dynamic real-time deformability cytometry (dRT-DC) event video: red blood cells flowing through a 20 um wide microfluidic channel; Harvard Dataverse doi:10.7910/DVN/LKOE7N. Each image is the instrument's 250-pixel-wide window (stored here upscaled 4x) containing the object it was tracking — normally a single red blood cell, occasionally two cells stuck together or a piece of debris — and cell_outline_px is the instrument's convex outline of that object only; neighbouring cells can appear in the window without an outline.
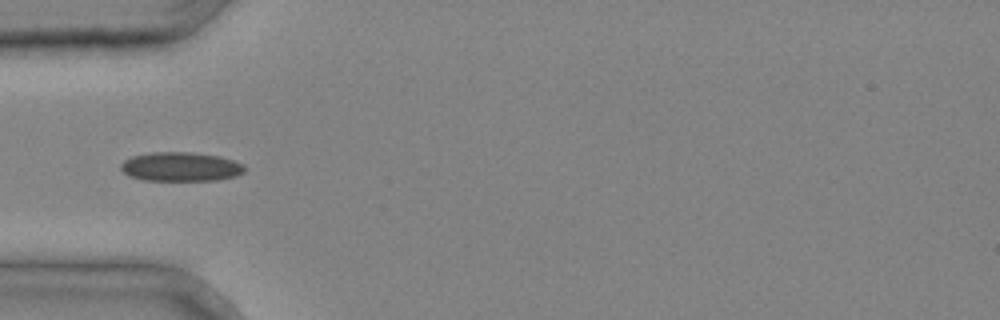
{"species": "common noctule bat (a hibernating species)", "species_latin": "Nyctalus noctula", "temperature_condition": "cold", "stored_images_in_passage": 1, "camera_frame_rate_fps": 3000, "um_per_image_px": 0.085, "animal": {"sex": "male", "body_mass_g": 20.4}, "frame": {"image": 1, "passage_image": 1, "time_ms": 0.0, "image_size_px": [1000, 320], "cell_outline_px": [[248, 168], [244, 172], [236, 176], [216, 180], [144, 180], [128, 176], [120, 168], [120, 164], [124, 160], [132, 156], [152, 152], [192, 152], [220, 156], [244, 164]], "centroid_in_image_um": [15.38, 14.17], "position_along_channel_um": 69.6, "area_um2": 21.15}}